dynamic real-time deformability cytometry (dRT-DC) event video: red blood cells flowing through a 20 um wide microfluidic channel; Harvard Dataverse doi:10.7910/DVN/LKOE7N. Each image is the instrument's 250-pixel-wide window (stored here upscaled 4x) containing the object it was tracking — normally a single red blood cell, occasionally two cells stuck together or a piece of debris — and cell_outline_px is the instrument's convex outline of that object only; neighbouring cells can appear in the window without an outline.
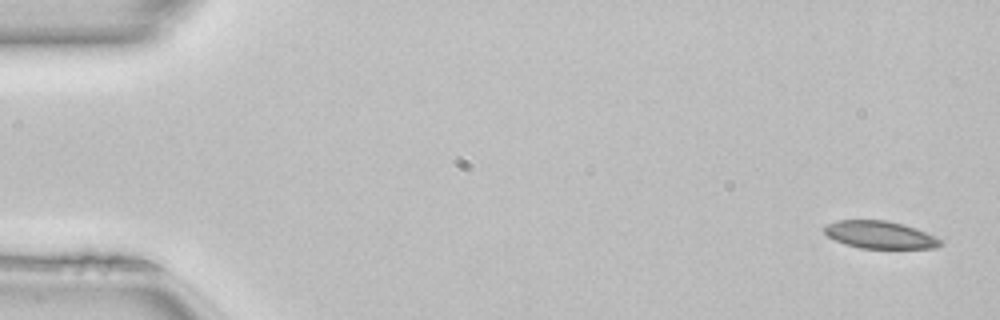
{"species": "common noctule bat (a hibernating species)", "species_latin": "Nyctalus noctula", "temperature_condition": "room temperature", "stored_images_in_passage": 49, "camera_frame_rate_fps": 3000, "um_per_image_px": 0.085, "animal": {"sex": "female", "body_mass_g": 22.7, "forearm_length_mm": 54.2}, "frame": {"image": 1, "passage_image": 1, "time_ms": 0.0, "image_size_px": [1000, 320], "cell_outline_px": [[944, 244], [936, 248], [860, 248], [844, 244], [828, 236], [824, 232], [824, 228], [828, 224], [836, 220], [884, 220], [904, 224], [916, 228], [936, 236], [944, 240]], "centroid_in_image_um": [74.85, 19.96], "position_along_channel_um": 10.2, "area_um2": 18.73}}
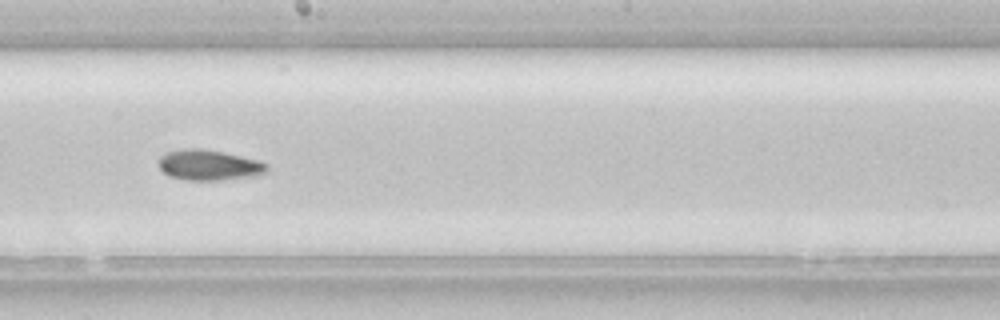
{"frame": {"image": 2, "passage_image": 27, "time_ms": 8.667, "image_size_px": [1000, 320], "cell_outline_px": [[268, 172], [260, 176], [220, 180], [184, 180], [168, 176], [160, 168], [160, 156], [168, 152], [184, 148], [200, 148], [224, 152], [260, 160], [268, 164]], "centroid_in_image_um": [17.83, 14.04], "position_along_channel_um": 230.4, "area_um2": 19.54}}
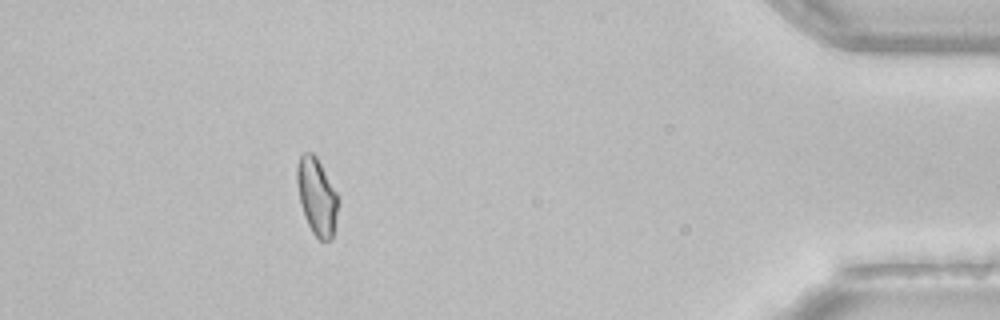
{"frame": {"image": 3, "passage_image": 44, "time_ms": 14.333, "image_size_px": [1000, 320], "cell_outline_px": [[340, 200], [332, 240], [320, 240], [312, 232], [304, 216], [300, 204], [296, 180], [296, 164], [300, 156], [304, 152], [312, 152], [316, 156], [340, 196]], "centroid_in_image_um": [26.94, 16.69], "position_along_channel_um": 408.3, "area_um2": 18.9}}